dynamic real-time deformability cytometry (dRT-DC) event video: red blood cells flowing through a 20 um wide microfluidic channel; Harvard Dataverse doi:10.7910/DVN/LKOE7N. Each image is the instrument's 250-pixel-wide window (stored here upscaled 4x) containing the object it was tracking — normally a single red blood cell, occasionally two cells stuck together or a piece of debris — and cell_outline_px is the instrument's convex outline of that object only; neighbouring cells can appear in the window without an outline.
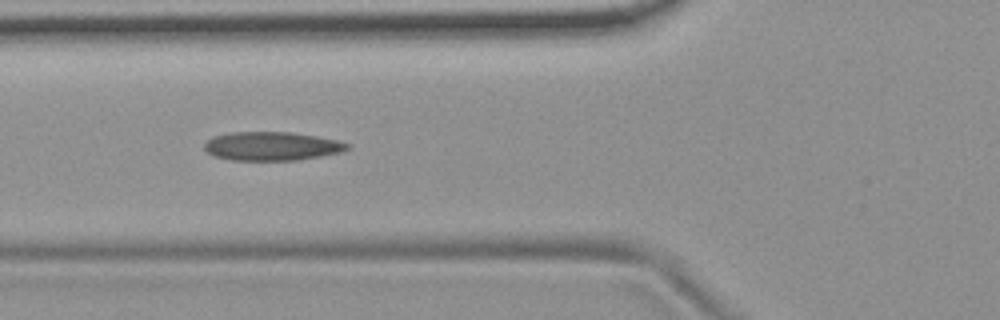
{"species": "common noctule bat (a hibernating species)", "species_latin": "Nyctalus noctula", "temperature_condition": "room temperature", "stored_images_in_passage": 7, "camera_frame_rate_fps": 3000, "um_per_image_px": 0.085, "animal": {"sex": "female", "body_mass_g": 19.9}, "frame": {"image": 1, "passage_image": 4, "time_ms": 4.333, "image_size_px": [1000, 320], "cell_outline_px": [[352, 144], [348, 148], [340, 152], [320, 156], [296, 160], [232, 160], [212, 156], [204, 148], [204, 144], [212, 136], [232, 132], [292, 132], [316, 136], [336, 140]], "centroid_in_image_um": [23.08, 12.42], "position_along_channel_um": 102.7, "area_um2": 23.87}}
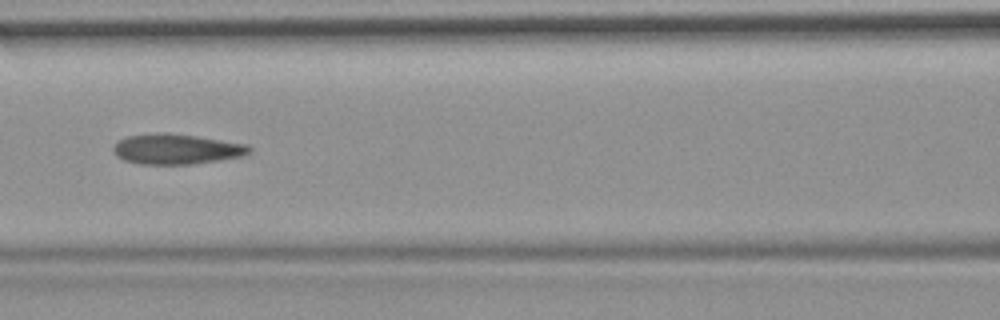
{"frame": {"image": 2, "passage_image": 5, "time_ms": 5.667, "image_size_px": [1000, 320], "cell_outline_px": [[252, 152], [240, 156], [192, 164], [140, 164], [124, 160], [116, 156], [112, 152], [112, 148], [120, 140], [128, 136], [164, 132], [196, 136], [248, 144], [252, 148]], "centroid_in_image_um": [14.99, 12.67], "position_along_channel_um": 151.6, "area_um2": 23.81}}